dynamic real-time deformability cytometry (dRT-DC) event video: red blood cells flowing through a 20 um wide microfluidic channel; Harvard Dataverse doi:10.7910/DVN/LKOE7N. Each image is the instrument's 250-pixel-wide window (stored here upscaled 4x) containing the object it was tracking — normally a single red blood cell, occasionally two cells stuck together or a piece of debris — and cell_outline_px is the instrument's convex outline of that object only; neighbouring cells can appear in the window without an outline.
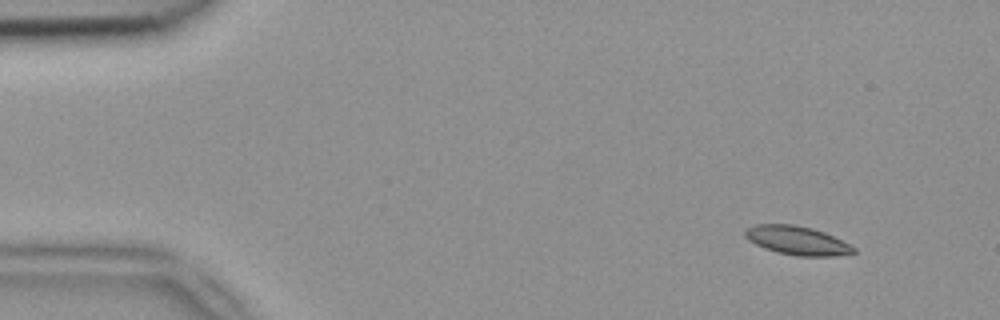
{"species": "common noctule bat (a hibernating species)", "species_latin": "Nyctalus noctula", "temperature_condition": "room temperature", "stored_images_in_passage": 52, "camera_frame_rate_fps": 3000, "um_per_image_px": 0.085, "animal": {"sex": "female", "body_mass_g": 18.4}, "frame": {"image": 1, "passage_image": 5, "time_ms": 1.333, "image_size_px": [1000, 320], "cell_outline_px": [[856, 252], [836, 256], [796, 256], [776, 252], [764, 248], [748, 240], [744, 236], [744, 232], [748, 228], [756, 224], [796, 224], [812, 228], [824, 232], [856, 248]], "centroid_in_image_um": [67.73, 20.44], "position_along_channel_um": 17.3, "area_um2": 18.15}}
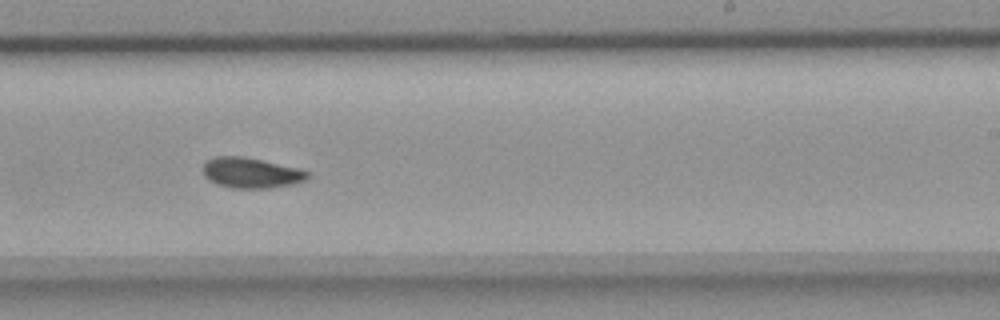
{"frame": {"image": 2, "passage_image": 32, "time_ms": 10.333, "image_size_px": [1000, 320], "cell_outline_px": [[308, 176], [304, 180], [292, 184], [268, 188], [232, 188], [216, 184], [208, 180], [204, 176], [200, 168], [204, 160], [216, 156], [244, 156], [300, 168], [308, 172]], "centroid_in_image_um": [21.25, 14.67], "position_along_channel_um": 267.7, "area_um2": 18.84}}
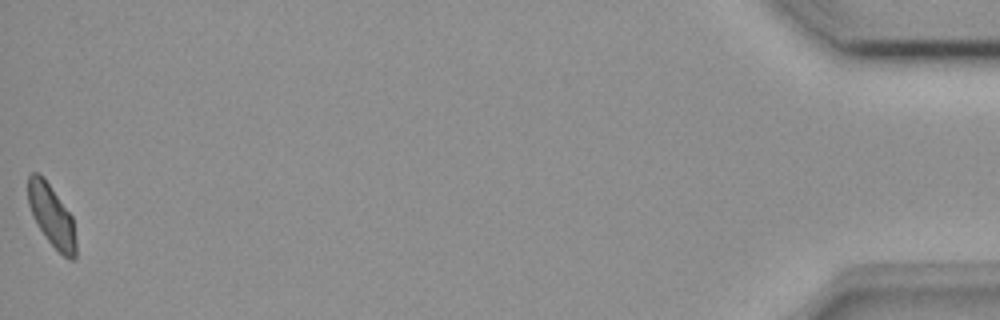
{"frame": {"image": 3, "passage_image": 52, "time_ms": 17.0, "image_size_px": [1000, 320], "cell_outline_px": [[76, 256], [72, 260], [68, 260], [44, 236], [32, 216], [28, 204], [28, 176], [32, 172], [36, 172], [44, 176], [72, 216], [76, 244]], "centroid_in_image_um": [4.38, 18.31], "position_along_channel_um": 430.8, "area_um2": 17.28}, "authors_computed_cell_mechanics": {"area_um2": 18.1781, "velocity_mm_per_s": 3.9, "shape_relaxation_time_tau1_ms": null, "shape_relaxation_time_tau2_ms": 6.2453, "deformation_change_tau1": null, "deformation_change_tau2": 0.0926}}